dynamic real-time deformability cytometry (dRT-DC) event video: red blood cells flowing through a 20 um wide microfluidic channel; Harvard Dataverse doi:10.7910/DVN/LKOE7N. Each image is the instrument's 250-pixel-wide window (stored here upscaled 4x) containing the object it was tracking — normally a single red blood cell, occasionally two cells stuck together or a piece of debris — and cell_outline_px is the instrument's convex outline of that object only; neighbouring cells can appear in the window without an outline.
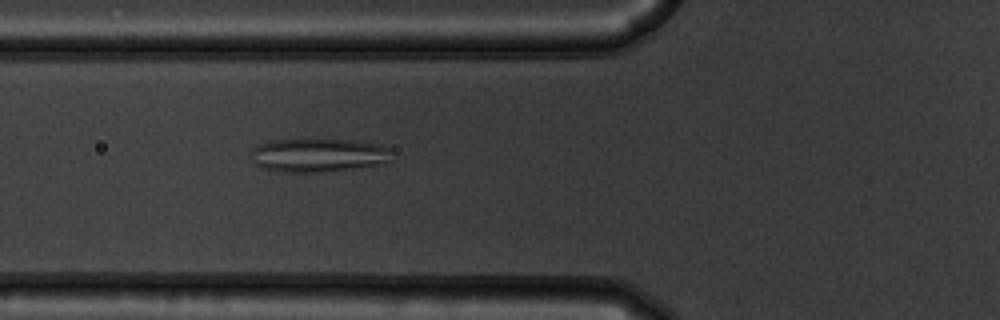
{"species": "common noctule bat (a hibernating species)", "species_latin": "Nyctalus noctula", "temperature_condition": "warm", "stored_images_in_passage": 53, "camera_frame_rate_fps": 3000, "um_per_image_px": 0.085, "animal": {"sex": "male", "body_mass_g": 19.5, "forearm_length_mm": 54.6}, "frame": {"image": 1, "passage_image": 20, "time_ms": 6.333, "image_size_px": [1000, 320], "cell_outline_px": [[392, 148], [388, 164], [320, 172], [280, 172], [260, 168], [252, 164], [252, 148], [260, 144], [272, 140], [352, 140], [380, 144]], "centroid_in_image_um": [27.07, 13.2], "position_along_channel_um": 98.7, "area_um2": 27.86}}
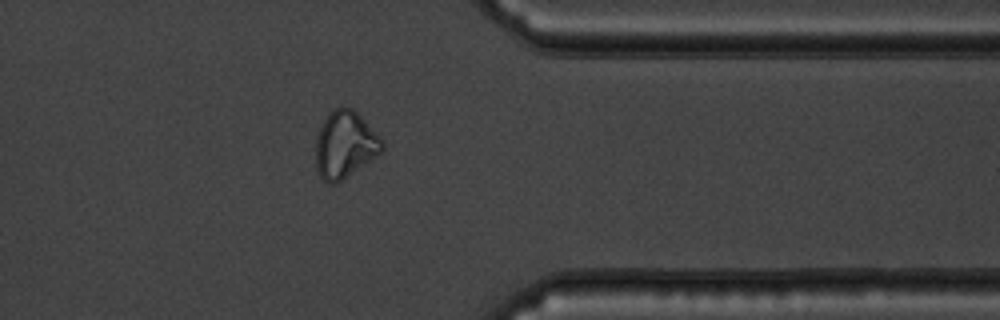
{"frame": {"image": 2, "passage_image": 43, "time_ms": 14.0, "image_size_px": [1000, 320], "cell_outline_px": [[384, 152], [336, 184], [332, 184], [324, 180], [320, 176], [316, 168], [316, 136], [324, 120], [332, 108], [340, 104], [352, 108], [384, 140]], "centroid_in_image_um": [29.34, 12.28], "position_along_channel_um": 382.1, "area_um2": 26.24}}
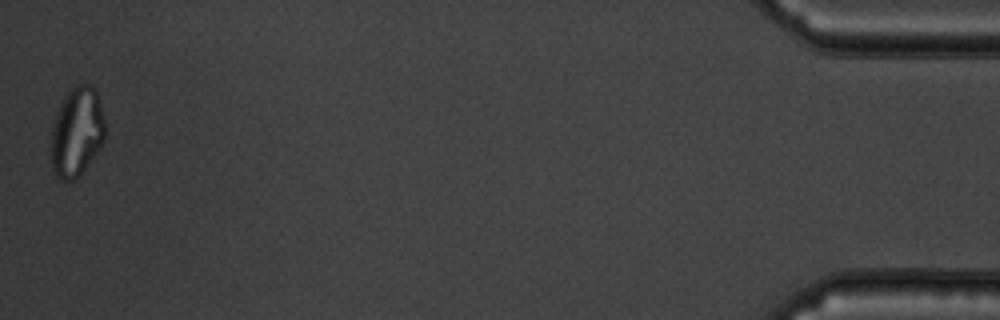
{"frame": {"image": 3, "passage_image": 53, "time_ms": 17.333, "image_size_px": [1000, 320], "cell_outline_px": [[104, 140], [100, 148], [84, 168], [72, 180], [64, 180], [56, 176], [52, 172], [52, 124], [56, 112], [64, 96], [76, 84], [92, 84], [96, 88], [104, 120]], "centroid_in_image_um": [6.52, 11.16], "position_along_channel_um": 428.7, "area_um2": 27.8}, "authors_computed_cell_mechanics": {"area_um2": 26.877, "velocity_mm_per_s": 3.7971, "shape_relaxation_time_tau1_ms": null, "shape_relaxation_time_tau2_ms": 1.0159, "deformation_change_tau1": null, "deformation_change_tau2": 0.0727}}